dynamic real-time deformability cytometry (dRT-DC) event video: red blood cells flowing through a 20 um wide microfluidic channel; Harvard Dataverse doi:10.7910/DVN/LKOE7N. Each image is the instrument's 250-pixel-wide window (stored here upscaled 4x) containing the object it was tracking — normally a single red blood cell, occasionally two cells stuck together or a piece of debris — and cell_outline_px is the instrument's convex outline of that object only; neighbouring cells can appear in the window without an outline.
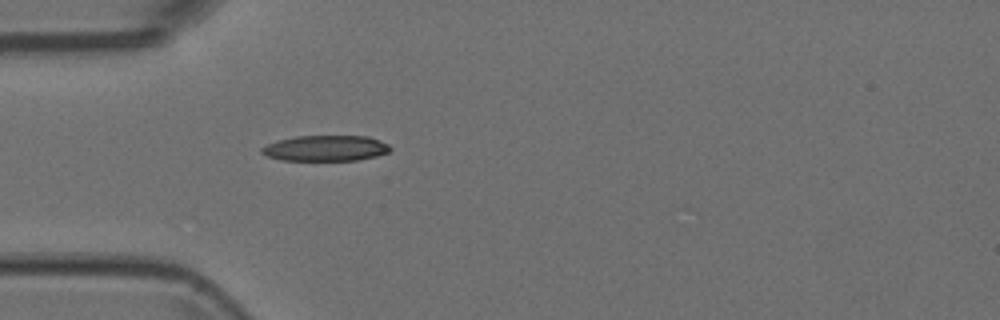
{"species": "Egyptian fruit bat (a non-hibernating species)", "species_latin": "Rousettus aegyptiacus", "temperature_condition": "room temperature", "stored_images_in_passage": 4, "camera_frame_rate_fps": 3000, "um_per_image_px": 0.085, "animal": {"sex": "female"}, "frame": {"image": 1, "passage_image": 4, "time_ms": 1.0, "image_size_px": [1000, 320], "cell_outline_px": [[392, 148], [388, 152], [376, 156], [356, 160], [280, 160], [268, 156], [260, 152], [260, 148], [268, 144], [280, 140], [296, 136], [368, 136], [380, 140], [388, 144]], "centroid_in_image_um": [27.69, 12.6], "position_along_channel_um": 57.3, "area_um2": 19.13}}